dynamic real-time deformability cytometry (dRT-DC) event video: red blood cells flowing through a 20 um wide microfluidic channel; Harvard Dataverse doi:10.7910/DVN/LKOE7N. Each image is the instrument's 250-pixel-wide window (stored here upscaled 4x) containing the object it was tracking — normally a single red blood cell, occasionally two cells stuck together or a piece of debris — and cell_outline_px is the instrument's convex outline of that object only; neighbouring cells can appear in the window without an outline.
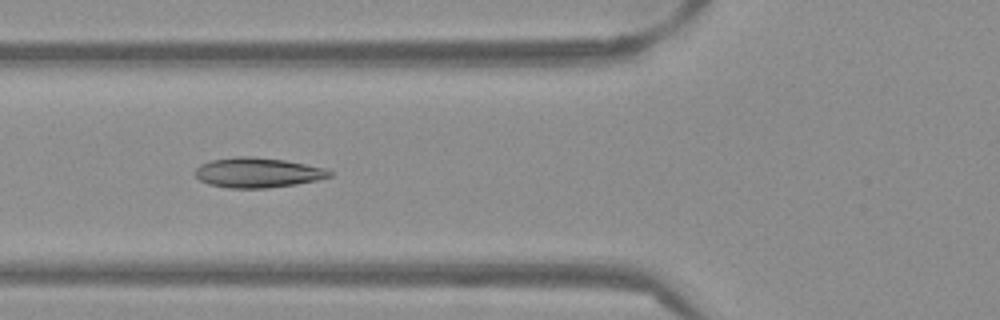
{"species": "Egyptian fruit bat (a non-hibernating species)", "species_latin": "Rousettus aegyptiacus", "temperature_condition": "warm", "stored_images_in_passage": 47, "camera_frame_rate_fps": 3000, "um_per_image_px": 0.085, "frame": {"image": 1, "passage_image": 14, "time_ms": 4.333, "image_size_px": [1000, 320], "cell_outline_px": [[332, 176], [316, 180], [296, 184], [268, 188], [228, 188], [208, 184], [200, 180], [192, 172], [200, 164], [212, 160], [236, 156], [252, 156], [284, 160], [324, 168], [332, 172]], "centroid_in_image_um": [21.85, 14.67], "position_along_channel_um": 103.9, "area_um2": 23.47}}
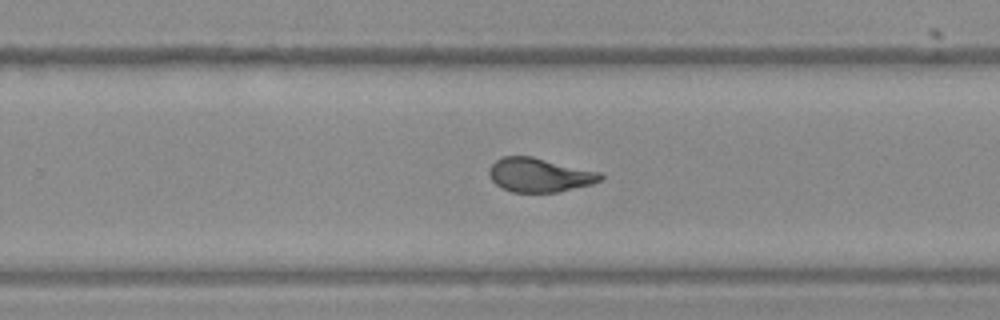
{"frame": {"image": 2, "passage_image": 28, "time_ms": 9.0, "image_size_px": [1000, 320], "cell_outline_px": [[604, 180], [592, 184], [556, 192], [512, 192], [496, 184], [492, 180], [488, 172], [488, 168], [496, 160], [504, 156], [532, 156], [600, 172], [604, 176]], "centroid_in_image_um": [45.87, 14.87], "position_along_channel_um": 283.9, "area_um2": 22.02}}
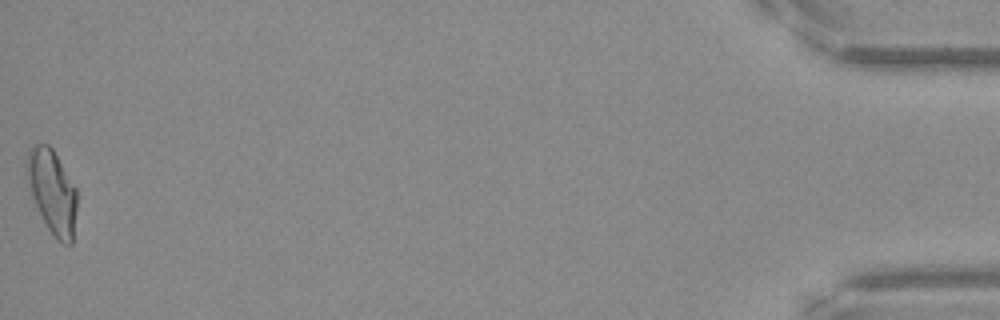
{"frame": {"image": 3, "passage_image": 47, "time_ms": 15.333, "image_size_px": [1000, 320], "cell_outline_px": [[76, 212], [72, 244], [60, 244], [56, 240], [48, 228], [32, 196], [24, 172], [24, 164], [28, 152], [36, 144], [48, 144], [52, 148], [76, 188]], "centroid_in_image_um": [4.42, 16.29], "position_along_channel_um": 430.8, "area_um2": 24.45}, "authors_computed_cell_mechanics": {"area_um2": 22.6576, "velocity_mm_per_s": 3.849, "shape_relaxation_time_tau1_ms": 8.58, "shape_relaxation_time_tau2_ms": 1.0381, "deformation_change_tau1": 0.2227, "deformation_change_tau2": 0.0691}}